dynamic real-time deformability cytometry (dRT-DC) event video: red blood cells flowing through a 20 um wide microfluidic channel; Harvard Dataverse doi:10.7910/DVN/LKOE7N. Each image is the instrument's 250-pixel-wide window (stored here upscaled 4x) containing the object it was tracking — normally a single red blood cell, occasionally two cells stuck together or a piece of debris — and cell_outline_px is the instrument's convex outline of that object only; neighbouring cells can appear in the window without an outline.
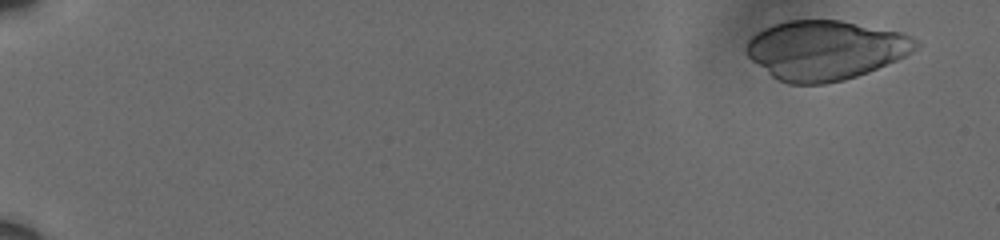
{"species": "human", "species_latin": "Homo sapiens", "temperature_condition": "cold", "stored_images_in_passage": 17, "camera_frame_rate_fps": 3000, "um_per_image_px": 0.085, "donor": {"sex": "male"}, "frame": {"image": 1, "passage_image": 4, "time_ms": 1.0, "image_size_px": [1000, 240], "cell_outline_px": [[920, 44], [912, 52], [896, 60], [868, 72], [844, 80], [824, 84], [788, 84], [776, 80], [752, 60], [744, 52], [744, 48], [748, 40], [756, 32], [772, 24], [784, 20], [840, 20], [900, 32], [912, 36]], "centroid_in_image_um": [70.11, 4.26], "position_along_channel_um": 14.9, "area_um2": 58.84}}
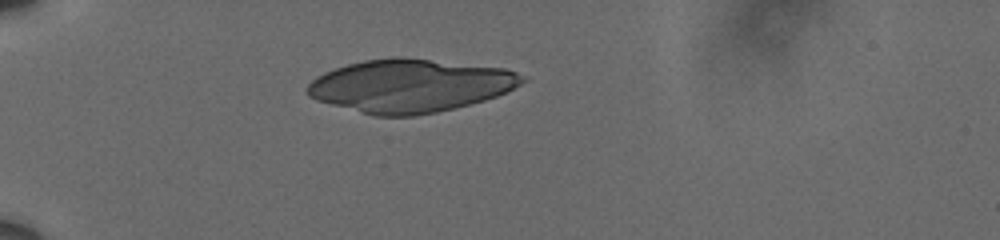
{"frame": {"image": 2, "passage_image": 15, "time_ms": 4.667, "image_size_px": [1000, 240], "cell_outline_px": [[528, 80], [508, 92], [484, 100], [436, 112], [412, 116], [372, 116], [316, 100], [308, 96], [304, 88], [316, 76], [324, 72], [348, 64], [364, 60], [392, 56], [404, 56], [504, 68], [528, 76]], "centroid_in_image_um": [34.85, 7.27], "position_along_channel_um": 50.1, "area_um2": 66.93}}